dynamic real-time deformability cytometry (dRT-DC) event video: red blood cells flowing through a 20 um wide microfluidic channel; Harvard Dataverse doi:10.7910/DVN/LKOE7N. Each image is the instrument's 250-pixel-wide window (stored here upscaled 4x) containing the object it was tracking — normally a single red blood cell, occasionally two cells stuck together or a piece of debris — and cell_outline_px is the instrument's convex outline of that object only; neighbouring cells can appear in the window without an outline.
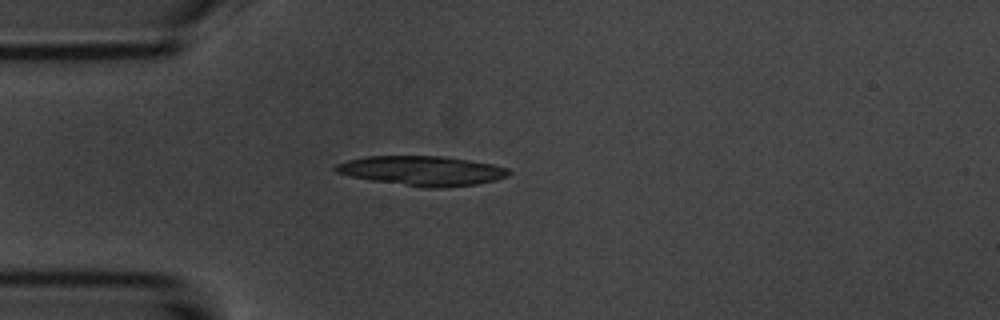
{"species": "common noctule bat (a hibernating species)", "species_latin": "Nyctalus noctula", "temperature_condition": "room temperature", "stored_images_in_passage": 1, "camera_frame_rate_fps": 3000, "um_per_image_px": 0.085, "animal": {"sex": "male", "body_mass_g": 20.1, "forearm_length_mm": 53.5}, "frame": {"image": 1, "passage_image": 1, "time_ms": 0.0, "image_size_px": [1000, 320], "cell_outline_px": [[512, 172], [508, 176], [496, 180], [476, 184], [440, 188], [428, 188], [372, 180], [352, 176], [336, 172], [332, 168], [336, 164], [348, 160], [368, 156], [440, 156], [492, 164], [508, 168]], "centroid_in_image_um": [35.9, 14.51], "position_along_channel_um": 49.1, "area_um2": 29.59}}